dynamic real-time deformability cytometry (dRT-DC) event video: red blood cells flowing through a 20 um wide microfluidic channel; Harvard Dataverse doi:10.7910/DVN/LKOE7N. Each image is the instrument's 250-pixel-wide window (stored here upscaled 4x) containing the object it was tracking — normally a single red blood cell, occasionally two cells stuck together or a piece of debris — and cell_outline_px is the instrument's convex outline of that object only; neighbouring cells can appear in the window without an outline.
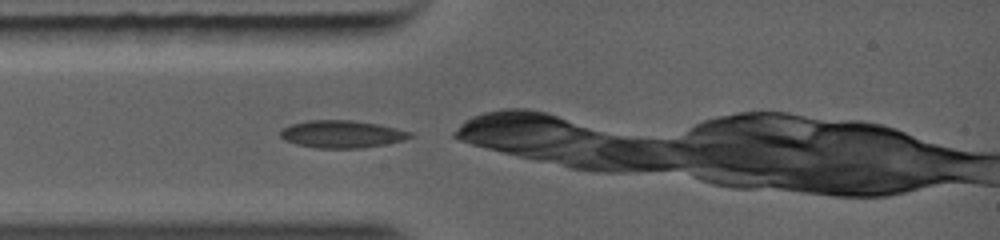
{"species": "common noctule bat (a hibernating species)", "species_latin": "Nyctalus noctula", "temperature_condition": "warm", "stored_images_in_passage": 5, "camera_frame_rate_fps": 5000, "um_per_image_px": 0.085, "animal": {"sex": "female", "body_mass_g": 19.0, "forearm_length_mm": 56.7}, "frame": {"image": 1, "passage_image": 1, "time_ms": 0.0, "image_size_px": [1000, 240], "cell_outline_px": [[416, 136], [404, 140], [384, 144], [360, 148], [316, 148], [296, 144], [284, 140], [280, 136], [280, 132], [284, 128], [292, 124], [308, 120], [352, 120], [380, 124], [412, 132]], "centroid_in_image_um": [29.09, 11.4], "position_along_channel_um": 55.9, "area_um2": 20.81}}
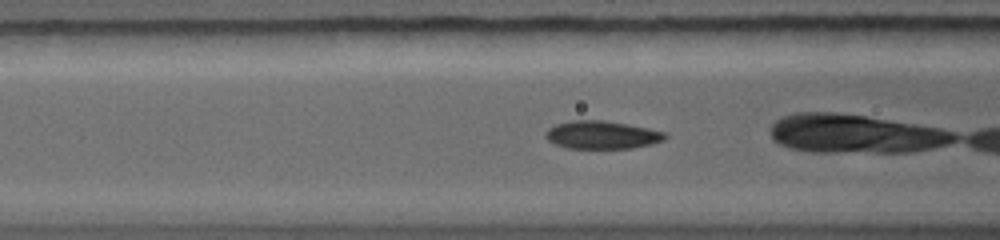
{"frame": {"image": 2, "passage_image": 4, "time_ms": 1.2, "image_size_px": [1000, 240], "cell_outline_px": [[668, 136], [664, 140], [652, 144], [632, 148], [568, 148], [556, 144], [548, 140], [544, 136], [544, 132], [548, 128], [556, 124], [572, 120], [604, 120], [628, 124], [648, 128], [664, 132]], "centroid_in_image_um": [51.15, 11.46], "position_along_channel_um": 115.4, "area_um2": 19.54}}